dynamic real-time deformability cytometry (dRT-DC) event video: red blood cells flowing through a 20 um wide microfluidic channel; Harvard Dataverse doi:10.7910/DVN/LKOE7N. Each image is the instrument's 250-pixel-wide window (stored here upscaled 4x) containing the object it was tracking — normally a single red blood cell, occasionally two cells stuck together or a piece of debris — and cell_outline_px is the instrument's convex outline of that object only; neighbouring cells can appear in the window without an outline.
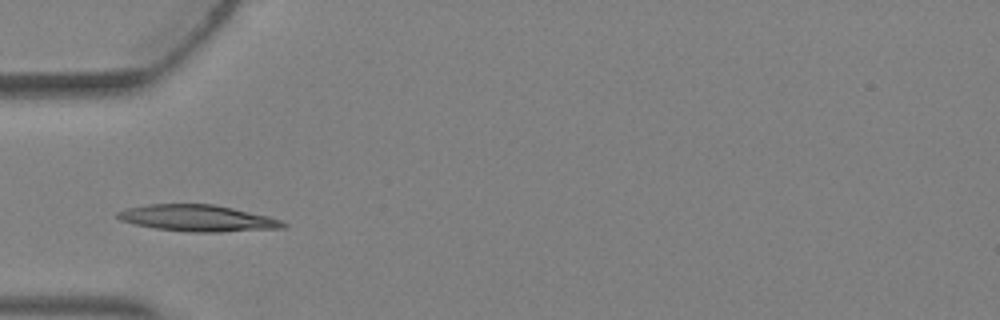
{"species": "Egyptian fruit bat (a non-hibernating species)", "species_latin": "Rousettus aegyptiacus", "temperature_condition": "warm", "stored_images_in_passage": 3, "camera_frame_rate_fps": 3000, "um_per_image_px": 0.085, "animal": {"sex": "female"}, "frame": {"image": 1, "passage_image": 1, "time_ms": 0.0, "image_size_px": [1000, 320], "cell_outline_px": [[288, 224], [284, 228], [220, 232], [196, 232], [156, 228], [136, 224], [120, 220], [116, 216], [116, 212], [124, 208], [148, 204], [216, 204], [268, 216], [280, 220]], "centroid_in_image_um": [16.8, 18.53], "position_along_channel_um": 68.2, "area_um2": 25.49}}
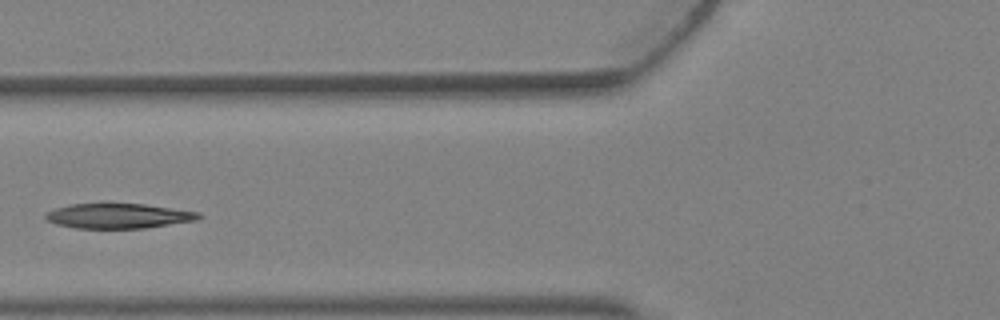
{"frame": {"image": 2, "passage_image": 2, "time_ms": 0.333, "image_size_px": [1000, 320], "cell_outline_px": [[200, 216], [196, 220], [144, 228], [76, 228], [60, 224], [48, 220], [44, 216], [48, 212], [56, 208], [72, 204], [144, 204], [200, 212]], "centroid_in_image_um": [10.09, 18.35], "position_along_channel_um": 115.7, "area_um2": 21.73}}